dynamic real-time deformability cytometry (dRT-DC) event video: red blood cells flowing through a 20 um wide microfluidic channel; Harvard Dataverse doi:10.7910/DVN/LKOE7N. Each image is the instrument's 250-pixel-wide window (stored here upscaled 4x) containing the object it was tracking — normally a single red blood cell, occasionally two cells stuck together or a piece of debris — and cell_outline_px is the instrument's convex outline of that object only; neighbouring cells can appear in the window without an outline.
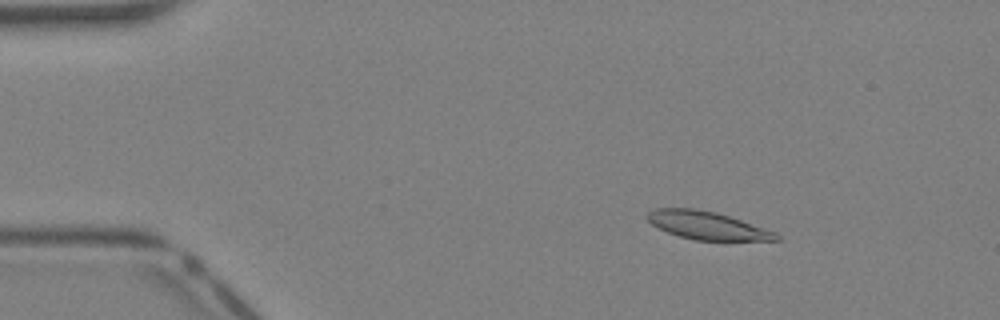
{"species": "Egyptian fruit bat (a non-hibernating species)", "species_latin": "Rousettus aegyptiacus", "temperature_condition": "warm", "stored_images_in_passage": 41, "camera_frame_rate_fps": 3000, "um_per_image_px": 0.085, "animal": {"sex": "female"}, "frame": {"image": 1, "passage_image": 7, "time_ms": 2.0, "image_size_px": [1000, 320], "cell_outline_px": [[780, 240], [696, 240], [680, 236], [668, 232], [652, 224], [644, 216], [648, 212], [656, 208], [696, 208], [716, 212], [776, 232], [780, 236]], "centroid_in_image_um": [60.09, 19.15], "position_along_channel_um": 24.9, "area_um2": 20.75}}
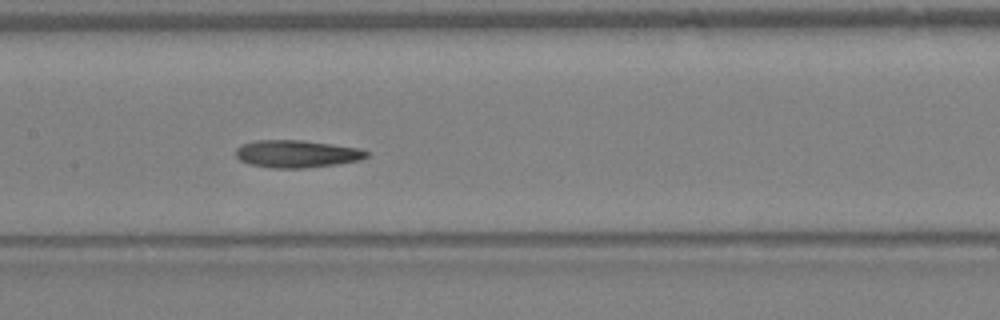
{"frame": {"image": 2, "passage_image": 21, "time_ms": 6.667, "image_size_px": [1000, 320], "cell_outline_px": [[368, 156], [360, 160], [336, 164], [304, 168], [272, 168], [252, 164], [240, 160], [236, 156], [236, 148], [240, 144], [256, 140], [300, 140], [332, 144], [360, 148], [368, 152]], "centroid_in_image_um": [25.22, 13.07], "position_along_channel_um": 182.2, "area_um2": 20.87}}
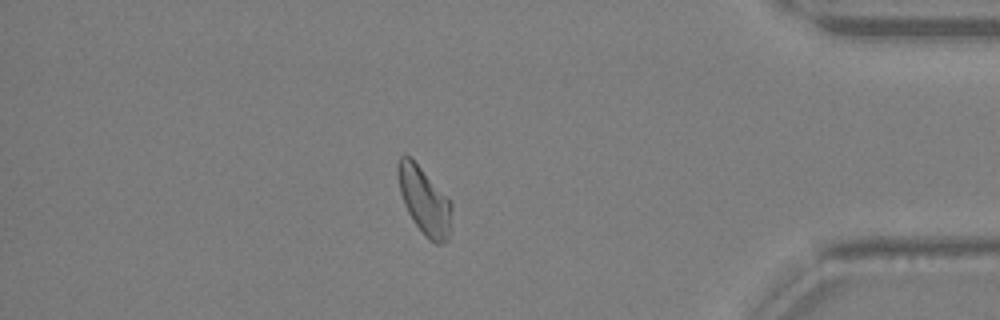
{"frame": {"image": 3, "passage_image": 36, "time_ms": 11.667, "image_size_px": [1000, 320], "cell_outline_px": [[452, 208], [448, 240], [444, 244], [436, 244], [428, 240], [424, 236], [408, 212], [404, 204], [400, 192], [396, 172], [396, 164], [400, 156], [412, 156], [452, 204]], "centroid_in_image_um": [36.04, 17.05], "position_along_channel_um": 399.2, "area_um2": 21.15}}